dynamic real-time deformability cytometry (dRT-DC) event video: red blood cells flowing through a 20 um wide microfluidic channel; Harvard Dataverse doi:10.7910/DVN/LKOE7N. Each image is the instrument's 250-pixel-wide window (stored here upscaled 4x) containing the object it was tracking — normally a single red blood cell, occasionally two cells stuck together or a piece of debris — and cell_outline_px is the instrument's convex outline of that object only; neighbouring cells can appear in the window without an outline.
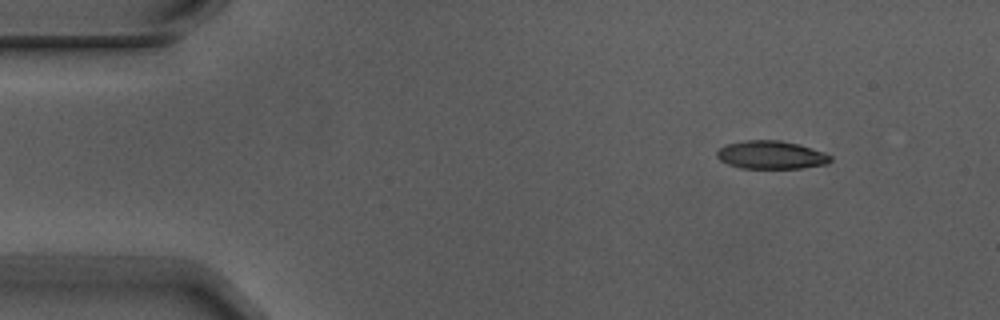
{"species": "Egyptian fruit bat (a non-hibernating species)", "species_latin": "Rousettus aegyptiacus", "temperature_condition": "warm", "stored_images_in_passage": 4, "camera_frame_rate_fps": 3000, "um_per_image_px": 0.085, "animal": {"sex": "male"}, "frame": {"image": 1, "passage_image": 1, "time_ms": 0.0, "image_size_px": [1000, 320], "cell_outline_px": [[832, 160], [828, 164], [800, 168], [740, 168], [728, 164], [720, 160], [716, 156], [716, 152], [720, 148], [728, 144], [744, 140], [780, 140], [796, 144], [824, 152], [832, 156]], "centroid_in_image_um": [65.55, 13.17], "position_along_channel_um": 19.5, "area_um2": 18.55}}
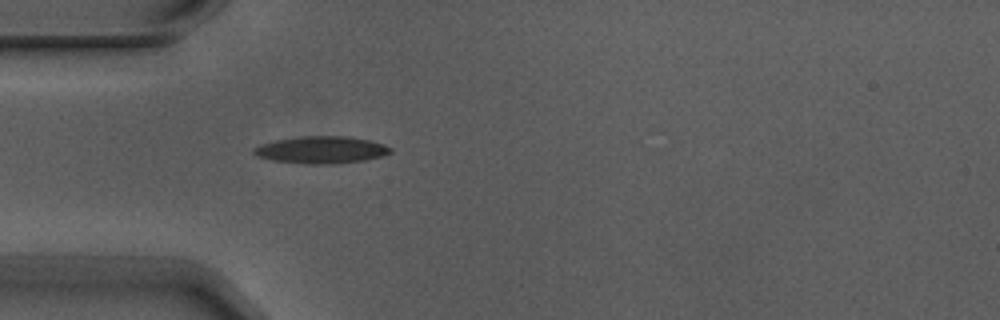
{"frame": {"image": 2, "passage_image": 4, "time_ms": 1.0, "image_size_px": [1000, 320], "cell_outline_px": [[392, 152], [384, 156], [364, 160], [332, 164], [304, 164], [272, 160], [256, 156], [252, 152], [252, 148], [260, 144], [276, 140], [300, 136], [344, 136], [368, 140], [384, 144], [392, 148]], "centroid_in_image_um": [27.29, 12.74], "position_along_channel_um": 57.7, "area_um2": 21.73}}